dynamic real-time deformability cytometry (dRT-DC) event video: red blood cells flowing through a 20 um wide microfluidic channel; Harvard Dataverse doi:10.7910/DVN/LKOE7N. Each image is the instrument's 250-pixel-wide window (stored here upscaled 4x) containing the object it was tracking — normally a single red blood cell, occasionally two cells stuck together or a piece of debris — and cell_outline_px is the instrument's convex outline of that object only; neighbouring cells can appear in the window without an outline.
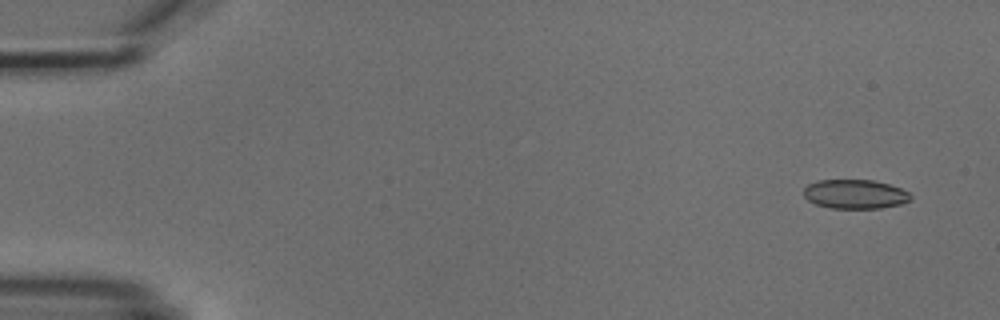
{"species": "common noctule bat (a hibernating species)", "species_latin": "Nyctalus noctula", "temperature_condition": "cold", "stored_images_in_passage": 4, "camera_frame_rate_fps": 3000, "um_per_image_px": 0.085, "animal": {"sex": "male", "body_mass_g": 18.8}, "frame": {"image": 1, "passage_image": 1, "time_ms": 0.0, "image_size_px": [1000, 320], "cell_outline_px": [[912, 200], [900, 204], [880, 208], [832, 208], [816, 204], [808, 200], [804, 196], [804, 188], [808, 184], [816, 180], [872, 180], [888, 184], [900, 188], [908, 192], [912, 196]], "centroid_in_image_um": [72.68, 16.5], "position_along_channel_um": 12.3, "area_um2": 18.15}}
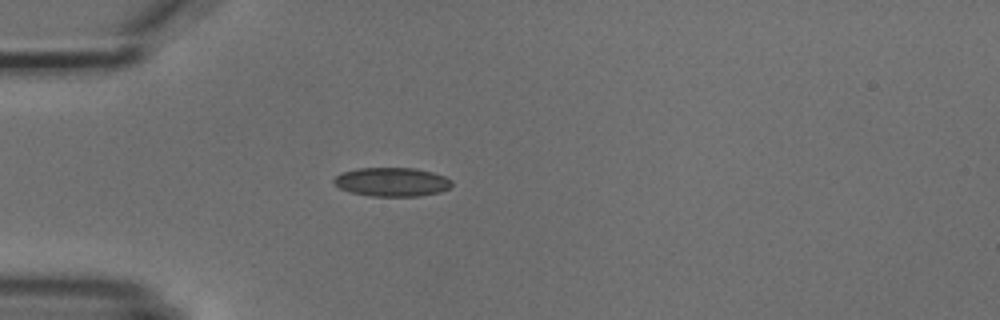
{"frame": {"image": 2, "passage_image": 4, "time_ms": 4.0, "image_size_px": [1000, 320], "cell_outline_px": [[452, 184], [448, 188], [440, 192], [420, 196], [372, 196], [352, 192], [340, 188], [332, 180], [340, 172], [356, 168], [412, 168], [432, 172], [444, 176], [452, 180]], "centroid_in_image_um": [33.31, 15.46], "position_along_channel_um": 51.7, "area_um2": 19.77}}